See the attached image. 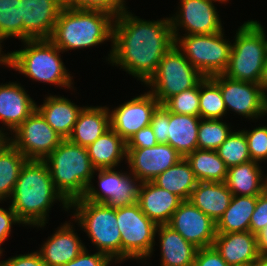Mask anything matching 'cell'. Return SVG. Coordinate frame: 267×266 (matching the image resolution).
Returning a JSON list of instances; mask_svg holds the SVG:
<instances>
[{
	"label": "cell",
	"instance_id": "8992f818",
	"mask_svg": "<svg viewBox=\"0 0 267 266\" xmlns=\"http://www.w3.org/2000/svg\"><path fill=\"white\" fill-rule=\"evenodd\" d=\"M73 221L87 233L98 252L113 262L122 263V240L117 226V208L87 201L83 197L70 202ZM75 211V212H74Z\"/></svg>",
	"mask_w": 267,
	"mask_h": 266
},
{
	"label": "cell",
	"instance_id": "7c38bea8",
	"mask_svg": "<svg viewBox=\"0 0 267 266\" xmlns=\"http://www.w3.org/2000/svg\"><path fill=\"white\" fill-rule=\"evenodd\" d=\"M11 135L10 142L28 160H44L63 141L36 109Z\"/></svg>",
	"mask_w": 267,
	"mask_h": 266
},
{
	"label": "cell",
	"instance_id": "bcb514c9",
	"mask_svg": "<svg viewBox=\"0 0 267 266\" xmlns=\"http://www.w3.org/2000/svg\"><path fill=\"white\" fill-rule=\"evenodd\" d=\"M157 144L156 136L150 125L140 129L126 142V148H147Z\"/></svg>",
	"mask_w": 267,
	"mask_h": 266
},
{
	"label": "cell",
	"instance_id": "f6af8a7d",
	"mask_svg": "<svg viewBox=\"0 0 267 266\" xmlns=\"http://www.w3.org/2000/svg\"><path fill=\"white\" fill-rule=\"evenodd\" d=\"M13 224H23L19 218L17 217V214L15 211L11 208V205H9L8 209H4L0 207V251L3 254V249L1 248V245L7 237L11 234L12 226Z\"/></svg>",
	"mask_w": 267,
	"mask_h": 266
},
{
	"label": "cell",
	"instance_id": "1f68e13d",
	"mask_svg": "<svg viewBox=\"0 0 267 266\" xmlns=\"http://www.w3.org/2000/svg\"><path fill=\"white\" fill-rule=\"evenodd\" d=\"M185 158L198 182L226 181L228 167L215 150L197 148Z\"/></svg>",
	"mask_w": 267,
	"mask_h": 266
},
{
	"label": "cell",
	"instance_id": "44dd1931",
	"mask_svg": "<svg viewBox=\"0 0 267 266\" xmlns=\"http://www.w3.org/2000/svg\"><path fill=\"white\" fill-rule=\"evenodd\" d=\"M213 246L229 266L250 265L261 255L256 235L250 231L217 233Z\"/></svg>",
	"mask_w": 267,
	"mask_h": 266
},
{
	"label": "cell",
	"instance_id": "ac0fdd59",
	"mask_svg": "<svg viewBox=\"0 0 267 266\" xmlns=\"http://www.w3.org/2000/svg\"><path fill=\"white\" fill-rule=\"evenodd\" d=\"M23 41L49 39L66 0H20Z\"/></svg>",
	"mask_w": 267,
	"mask_h": 266
},
{
	"label": "cell",
	"instance_id": "e575fe53",
	"mask_svg": "<svg viewBox=\"0 0 267 266\" xmlns=\"http://www.w3.org/2000/svg\"><path fill=\"white\" fill-rule=\"evenodd\" d=\"M15 37L23 41V20L20 0H0V42Z\"/></svg>",
	"mask_w": 267,
	"mask_h": 266
},
{
	"label": "cell",
	"instance_id": "7a4b0ae2",
	"mask_svg": "<svg viewBox=\"0 0 267 266\" xmlns=\"http://www.w3.org/2000/svg\"><path fill=\"white\" fill-rule=\"evenodd\" d=\"M11 208L26 226H46L49 211L55 201L68 212L70 203L56 189L49 167L44 160H27L10 197Z\"/></svg>",
	"mask_w": 267,
	"mask_h": 266
},
{
	"label": "cell",
	"instance_id": "ab89813d",
	"mask_svg": "<svg viewBox=\"0 0 267 266\" xmlns=\"http://www.w3.org/2000/svg\"><path fill=\"white\" fill-rule=\"evenodd\" d=\"M126 2L125 0H66V5L73 9L101 10L116 17L128 9Z\"/></svg>",
	"mask_w": 267,
	"mask_h": 266
},
{
	"label": "cell",
	"instance_id": "603a6c76",
	"mask_svg": "<svg viewBox=\"0 0 267 266\" xmlns=\"http://www.w3.org/2000/svg\"><path fill=\"white\" fill-rule=\"evenodd\" d=\"M83 107L77 106L64 96L48 95L36 110L45 121L63 138L68 139Z\"/></svg>",
	"mask_w": 267,
	"mask_h": 266
},
{
	"label": "cell",
	"instance_id": "5b68a950",
	"mask_svg": "<svg viewBox=\"0 0 267 266\" xmlns=\"http://www.w3.org/2000/svg\"><path fill=\"white\" fill-rule=\"evenodd\" d=\"M44 161L56 189L69 203L85 195L95 175L87 147L63 139Z\"/></svg>",
	"mask_w": 267,
	"mask_h": 266
},
{
	"label": "cell",
	"instance_id": "30bf717a",
	"mask_svg": "<svg viewBox=\"0 0 267 266\" xmlns=\"http://www.w3.org/2000/svg\"><path fill=\"white\" fill-rule=\"evenodd\" d=\"M117 226L122 240V262L135 259L146 264L155 251L157 225L135 204L117 208Z\"/></svg>",
	"mask_w": 267,
	"mask_h": 266
},
{
	"label": "cell",
	"instance_id": "277c9868",
	"mask_svg": "<svg viewBox=\"0 0 267 266\" xmlns=\"http://www.w3.org/2000/svg\"><path fill=\"white\" fill-rule=\"evenodd\" d=\"M24 49L8 52V66L35 81L74 89L71 74L61 58L63 52L50 39L21 41Z\"/></svg>",
	"mask_w": 267,
	"mask_h": 266
},
{
	"label": "cell",
	"instance_id": "db71d44e",
	"mask_svg": "<svg viewBox=\"0 0 267 266\" xmlns=\"http://www.w3.org/2000/svg\"><path fill=\"white\" fill-rule=\"evenodd\" d=\"M264 193L267 195V183L265 185Z\"/></svg>",
	"mask_w": 267,
	"mask_h": 266
},
{
	"label": "cell",
	"instance_id": "ee69618b",
	"mask_svg": "<svg viewBox=\"0 0 267 266\" xmlns=\"http://www.w3.org/2000/svg\"><path fill=\"white\" fill-rule=\"evenodd\" d=\"M193 266H229L214 246L198 248Z\"/></svg>",
	"mask_w": 267,
	"mask_h": 266
},
{
	"label": "cell",
	"instance_id": "d6986e66",
	"mask_svg": "<svg viewBox=\"0 0 267 266\" xmlns=\"http://www.w3.org/2000/svg\"><path fill=\"white\" fill-rule=\"evenodd\" d=\"M36 109V102L25 91V88L15 82L0 85V121L2 126L11 133Z\"/></svg>",
	"mask_w": 267,
	"mask_h": 266
},
{
	"label": "cell",
	"instance_id": "4316f807",
	"mask_svg": "<svg viewBox=\"0 0 267 266\" xmlns=\"http://www.w3.org/2000/svg\"><path fill=\"white\" fill-rule=\"evenodd\" d=\"M257 161L228 168L226 185L232 195L259 196L264 192L267 176ZM265 176V177H264Z\"/></svg>",
	"mask_w": 267,
	"mask_h": 266
},
{
	"label": "cell",
	"instance_id": "60d3db41",
	"mask_svg": "<svg viewBox=\"0 0 267 266\" xmlns=\"http://www.w3.org/2000/svg\"><path fill=\"white\" fill-rule=\"evenodd\" d=\"M167 124H169V111L163 105H159L153 112L150 123L157 143L168 144Z\"/></svg>",
	"mask_w": 267,
	"mask_h": 266
},
{
	"label": "cell",
	"instance_id": "3957f363",
	"mask_svg": "<svg viewBox=\"0 0 267 266\" xmlns=\"http://www.w3.org/2000/svg\"><path fill=\"white\" fill-rule=\"evenodd\" d=\"M114 16L108 12L73 9L60 10L50 40L62 51L98 46L113 38Z\"/></svg>",
	"mask_w": 267,
	"mask_h": 266
},
{
	"label": "cell",
	"instance_id": "d590c367",
	"mask_svg": "<svg viewBox=\"0 0 267 266\" xmlns=\"http://www.w3.org/2000/svg\"><path fill=\"white\" fill-rule=\"evenodd\" d=\"M215 151L228 168L251 161L247 138L242 130L237 132L232 130Z\"/></svg>",
	"mask_w": 267,
	"mask_h": 266
},
{
	"label": "cell",
	"instance_id": "6da1fadb",
	"mask_svg": "<svg viewBox=\"0 0 267 266\" xmlns=\"http://www.w3.org/2000/svg\"><path fill=\"white\" fill-rule=\"evenodd\" d=\"M174 44L170 17L148 21L127 9L114 17L112 49L106 61L146 84Z\"/></svg>",
	"mask_w": 267,
	"mask_h": 266
},
{
	"label": "cell",
	"instance_id": "8d00e7d4",
	"mask_svg": "<svg viewBox=\"0 0 267 266\" xmlns=\"http://www.w3.org/2000/svg\"><path fill=\"white\" fill-rule=\"evenodd\" d=\"M229 125L221 119H201L198 129V149L216 150L232 132Z\"/></svg>",
	"mask_w": 267,
	"mask_h": 266
},
{
	"label": "cell",
	"instance_id": "4dcf8cb0",
	"mask_svg": "<svg viewBox=\"0 0 267 266\" xmlns=\"http://www.w3.org/2000/svg\"><path fill=\"white\" fill-rule=\"evenodd\" d=\"M152 182L177 195L183 201H187L198 181L189 162L182 157L175 165L154 178Z\"/></svg>",
	"mask_w": 267,
	"mask_h": 266
},
{
	"label": "cell",
	"instance_id": "9a60e30c",
	"mask_svg": "<svg viewBox=\"0 0 267 266\" xmlns=\"http://www.w3.org/2000/svg\"><path fill=\"white\" fill-rule=\"evenodd\" d=\"M160 105L149 92L134 96L110 111V128L126 142L140 129L150 125L153 112Z\"/></svg>",
	"mask_w": 267,
	"mask_h": 266
},
{
	"label": "cell",
	"instance_id": "b9f144b4",
	"mask_svg": "<svg viewBox=\"0 0 267 266\" xmlns=\"http://www.w3.org/2000/svg\"><path fill=\"white\" fill-rule=\"evenodd\" d=\"M267 226V195L263 192L257 197L254 212L250 219L249 231L259 233Z\"/></svg>",
	"mask_w": 267,
	"mask_h": 266
},
{
	"label": "cell",
	"instance_id": "d6a6232c",
	"mask_svg": "<svg viewBox=\"0 0 267 266\" xmlns=\"http://www.w3.org/2000/svg\"><path fill=\"white\" fill-rule=\"evenodd\" d=\"M27 160L11 142L0 150V203L10 199L21 168Z\"/></svg>",
	"mask_w": 267,
	"mask_h": 266
},
{
	"label": "cell",
	"instance_id": "5bb4252c",
	"mask_svg": "<svg viewBox=\"0 0 267 266\" xmlns=\"http://www.w3.org/2000/svg\"><path fill=\"white\" fill-rule=\"evenodd\" d=\"M180 2L179 11L170 16L173 36H179L180 28L185 30L182 35L213 34L223 30L219 12L213 3L223 4L226 1L180 0Z\"/></svg>",
	"mask_w": 267,
	"mask_h": 266
},
{
	"label": "cell",
	"instance_id": "7bdbcfd3",
	"mask_svg": "<svg viewBox=\"0 0 267 266\" xmlns=\"http://www.w3.org/2000/svg\"><path fill=\"white\" fill-rule=\"evenodd\" d=\"M88 252V249L85 248L75 259L63 266H110L113 263L104 253L89 254Z\"/></svg>",
	"mask_w": 267,
	"mask_h": 266
},
{
	"label": "cell",
	"instance_id": "f5cc1de1",
	"mask_svg": "<svg viewBox=\"0 0 267 266\" xmlns=\"http://www.w3.org/2000/svg\"><path fill=\"white\" fill-rule=\"evenodd\" d=\"M3 44L0 42V65L8 66V53L2 51ZM3 52V53H2Z\"/></svg>",
	"mask_w": 267,
	"mask_h": 266
},
{
	"label": "cell",
	"instance_id": "816d5d0a",
	"mask_svg": "<svg viewBox=\"0 0 267 266\" xmlns=\"http://www.w3.org/2000/svg\"><path fill=\"white\" fill-rule=\"evenodd\" d=\"M251 266H267V256L260 255Z\"/></svg>",
	"mask_w": 267,
	"mask_h": 266
},
{
	"label": "cell",
	"instance_id": "4fadbf2b",
	"mask_svg": "<svg viewBox=\"0 0 267 266\" xmlns=\"http://www.w3.org/2000/svg\"><path fill=\"white\" fill-rule=\"evenodd\" d=\"M210 78L220 87L227 111L253 121L267 115V97L259 84L233 80L223 74Z\"/></svg>",
	"mask_w": 267,
	"mask_h": 266
},
{
	"label": "cell",
	"instance_id": "e0dca14e",
	"mask_svg": "<svg viewBox=\"0 0 267 266\" xmlns=\"http://www.w3.org/2000/svg\"><path fill=\"white\" fill-rule=\"evenodd\" d=\"M126 151L129 172L143 182L152 181L182 158L172 146L164 143L147 148H126Z\"/></svg>",
	"mask_w": 267,
	"mask_h": 266
},
{
	"label": "cell",
	"instance_id": "f1b7e54d",
	"mask_svg": "<svg viewBox=\"0 0 267 266\" xmlns=\"http://www.w3.org/2000/svg\"><path fill=\"white\" fill-rule=\"evenodd\" d=\"M201 118L169 112L167 124L168 144L183 158L195 151Z\"/></svg>",
	"mask_w": 267,
	"mask_h": 266
},
{
	"label": "cell",
	"instance_id": "7dc6e473",
	"mask_svg": "<svg viewBox=\"0 0 267 266\" xmlns=\"http://www.w3.org/2000/svg\"><path fill=\"white\" fill-rule=\"evenodd\" d=\"M0 266H46L38 251L28 254H20L0 261Z\"/></svg>",
	"mask_w": 267,
	"mask_h": 266
},
{
	"label": "cell",
	"instance_id": "9c48e42d",
	"mask_svg": "<svg viewBox=\"0 0 267 266\" xmlns=\"http://www.w3.org/2000/svg\"><path fill=\"white\" fill-rule=\"evenodd\" d=\"M204 76L174 44L162 57L156 73L145 84L162 105L168 98L195 87Z\"/></svg>",
	"mask_w": 267,
	"mask_h": 266
},
{
	"label": "cell",
	"instance_id": "83f0119b",
	"mask_svg": "<svg viewBox=\"0 0 267 266\" xmlns=\"http://www.w3.org/2000/svg\"><path fill=\"white\" fill-rule=\"evenodd\" d=\"M87 150L95 169L118 167L127 155L126 141L111 128L90 144Z\"/></svg>",
	"mask_w": 267,
	"mask_h": 266
},
{
	"label": "cell",
	"instance_id": "836d02e7",
	"mask_svg": "<svg viewBox=\"0 0 267 266\" xmlns=\"http://www.w3.org/2000/svg\"><path fill=\"white\" fill-rule=\"evenodd\" d=\"M226 113L220 87L210 77H204L199 82V117L223 119Z\"/></svg>",
	"mask_w": 267,
	"mask_h": 266
},
{
	"label": "cell",
	"instance_id": "d4e9b609",
	"mask_svg": "<svg viewBox=\"0 0 267 266\" xmlns=\"http://www.w3.org/2000/svg\"><path fill=\"white\" fill-rule=\"evenodd\" d=\"M161 266H193L198 248L167 224L157 225Z\"/></svg>",
	"mask_w": 267,
	"mask_h": 266
},
{
	"label": "cell",
	"instance_id": "cb8c5ba5",
	"mask_svg": "<svg viewBox=\"0 0 267 266\" xmlns=\"http://www.w3.org/2000/svg\"><path fill=\"white\" fill-rule=\"evenodd\" d=\"M109 129V107L83 106L68 139L79 146L88 147Z\"/></svg>",
	"mask_w": 267,
	"mask_h": 266
},
{
	"label": "cell",
	"instance_id": "681fc988",
	"mask_svg": "<svg viewBox=\"0 0 267 266\" xmlns=\"http://www.w3.org/2000/svg\"><path fill=\"white\" fill-rule=\"evenodd\" d=\"M259 86H260L263 94L267 97V60L265 62V66L263 68V73L261 76V80L259 82Z\"/></svg>",
	"mask_w": 267,
	"mask_h": 266
},
{
	"label": "cell",
	"instance_id": "484cf974",
	"mask_svg": "<svg viewBox=\"0 0 267 266\" xmlns=\"http://www.w3.org/2000/svg\"><path fill=\"white\" fill-rule=\"evenodd\" d=\"M232 196L225 182H197L189 201L217 223Z\"/></svg>",
	"mask_w": 267,
	"mask_h": 266
},
{
	"label": "cell",
	"instance_id": "7402d4cb",
	"mask_svg": "<svg viewBox=\"0 0 267 266\" xmlns=\"http://www.w3.org/2000/svg\"><path fill=\"white\" fill-rule=\"evenodd\" d=\"M183 200L158 187L152 181L143 182L139 196L141 211L156 225H165Z\"/></svg>",
	"mask_w": 267,
	"mask_h": 266
},
{
	"label": "cell",
	"instance_id": "f546056e",
	"mask_svg": "<svg viewBox=\"0 0 267 266\" xmlns=\"http://www.w3.org/2000/svg\"><path fill=\"white\" fill-rule=\"evenodd\" d=\"M258 196L233 195L229 207L216 223L217 233L247 232Z\"/></svg>",
	"mask_w": 267,
	"mask_h": 266
},
{
	"label": "cell",
	"instance_id": "ffe728a7",
	"mask_svg": "<svg viewBox=\"0 0 267 266\" xmlns=\"http://www.w3.org/2000/svg\"><path fill=\"white\" fill-rule=\"evenodd\" d=\"M72 226L66 221L37 250L46 266H63L86 248Z\"/></svg>",
	"mask_w": 267,
	"mask_h": 266
},
{
	"label": "cell",
	"instance_id": "f907efd6",
	"mask_svg": "<svg viewBox=\"0 0 267 266\" xmlns=\"http://www.w3.org/2000/svg\"><path fill=\"white\" fill-rule=\"evenodd\" d=\"M4 128H0V150L8 143L10 142L9 134L8 132H4L6 130H3ZM4 132V133H3ZM8 135V136H7Z\"/></svg>",
	"mask_w": 267,
	"mask_h": 266
},
{
	"label": "cell",
	"instance_id": "ba28073f",
	"mask_svg": "<svg viewBox=\"0 0 267 266\" xmlns=\"http://www.w3.org/2000/svg\"><path fill=\"white\" fill-rule=\"evenodd\" d=\"M224 29L213 34L173 36L176 47L204 76L223 74L228 66L232 44Z\"/></svg>",
	"mask_w": 267,
	"mask_h": 266
},
{
	"label": "cell",
	"instance_id": "c3c4849f",
	"mask_svg": "<svg viewBox=\"0 0 267 266\" xmlns=\"http://www.w3.org/2000/svg\"><path fill=\"white\" fill-rule=\"evenodd\" d=\"M256 238L260 254L267 256V226L256 234Z\"/></svg>",
	"mask_w": 267,
	"mask_h": 266
},
{
	"label": "cell",
	"instance_id": "52a82bcc",
	"mask_svg": "<svg viewBox=\"0 0 267 266\" xmlns=\"http://www.w3.org/2000/svg\"><path fill=\"white\" fill-rule=\"evenodd\" d=\"M266 31L259 21L248 20L236 31L226 77L259 84L267 60Z\"/></svg>",
	"mask_w": 267,
	"mask_h": 266
},
{
	"label": "cell",
	"instance_id": "2e32d148",
	"mask_svg": "<svg viewBox=\"0 0 267 266\" xmlns=\"http://www.w3.org/2000/svg\"><path fill=\"white\" fill-rule=\"evenodd\" d=\"M197 248L213 246L216 238V222L194 206L183 201L167 224Z\"/></svg>",
	"mask_w": 267,
	"mask_h": 266
},
{
	"label": "cell",
	"instance_id": "f35d334b",
	"mask_svg": "<svg viewBox=\"0 0 267 266\" xmlns=\"http://www.w3.org/2000/svg\"><path fill=\"white\" fill-rule=\"evenodd\" d=\"M248 142L252 161H267V125H260L253 130H242Z\"/></svg>",
	"mask_w": 267,
	"mask_h": 266
},
{
	"label": "cell",
	"instance_id": "74e56055",
	"mask_svg": "<svg viewBox=\"0 0 267 266\" xmlns=\"http://www.w3.org/2000/svg\"><path fill=\"white\" fill-rule=\"evenodd\" d=\"M169 112L199 117V83L173 95L162 104Z\"/></svg>",
	"mask_w": 267,
	"mask_h": 266
},
{
	"label": "cell",
	"instance_id": "8fae6325",
	"mask_svg": "<svg viewBox=\"0 0 267 266\" xmlns=\"http://www.w3.org/2000/svg\"><path fill=\"white\" fill-rule=\"evenodd\" d=\"M115 170V168L95 169L98 173L99 190L91 182L83 198L115 208L138 204L143 181L130 172Z\"/></svg>",
	"mask_w": 267,
	"mask_h": 266
}]
</instances>
